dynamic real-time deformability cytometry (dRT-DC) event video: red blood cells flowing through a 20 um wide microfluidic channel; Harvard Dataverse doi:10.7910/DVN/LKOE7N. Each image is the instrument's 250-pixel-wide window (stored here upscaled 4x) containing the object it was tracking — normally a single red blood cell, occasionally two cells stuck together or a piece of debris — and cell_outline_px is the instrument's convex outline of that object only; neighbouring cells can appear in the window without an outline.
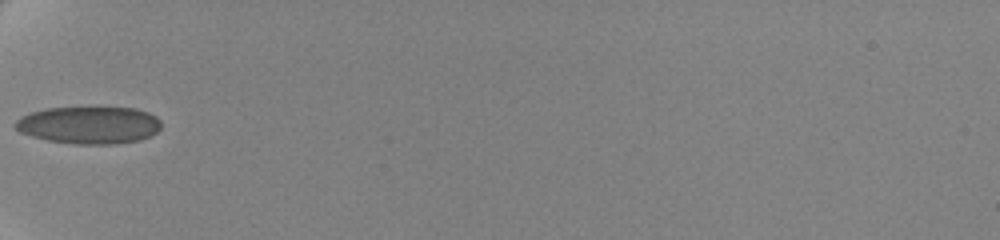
{"species": "human", "species_latin": "Homo sapiens", "temperature_condition": "cold", "stored_images_in_passage": 5, "camera_frame_rate_fps": 3000, "um_per_image_px": 0.085, "donor": {"sex": "female"}, "frame": {"image": 1, "passage_image": 1, "time_ms": 0.0, "image_size_px": [1000, 240], "cell_outline_px": [[160, 128], [156, 132], [140, 140], [116, 144], [76, 144], [48, 140], [32, 136], [20, 132], [12, 124], [20, 116], [32, 112], [48, 108], [136, 108], [148, 112], [156, 116], [160, 120]], "centroid_in_image_um": [7.57, 10.63], "position_along_channel_um": 77.4, "area_um2": 31.67}}